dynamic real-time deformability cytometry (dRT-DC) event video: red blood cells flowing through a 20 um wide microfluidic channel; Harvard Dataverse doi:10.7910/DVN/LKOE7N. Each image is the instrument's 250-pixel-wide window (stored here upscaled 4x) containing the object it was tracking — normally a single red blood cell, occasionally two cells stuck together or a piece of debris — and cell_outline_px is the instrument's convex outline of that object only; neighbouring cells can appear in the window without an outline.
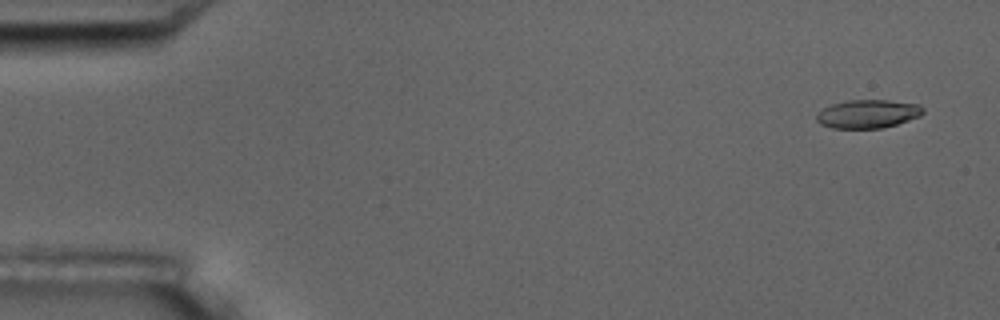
{"species": "common noctule bat (a hibernating species)", "species_latin": "Nyctalus noctula", "temperature_condition": "room temperature", "stored_images_in_passage": 5, "camera_frame_rate_fps": 3000, "um_per_image_px": 0.085, "animal": {"sex": "male", "body_mass_g": 17.5, "forearm_length_mm": 52.3}, "frame": {"image": 1, "passage_image": 1, "time_ms": 0.0, "image_size_px": [1000, 320], "cell_outline_px": [[924, 112], [920, 116], [896, 124], [880, 128], [832, 128], [820, 124], [816, 120], [816, 116], [824, 108], [832, 104], [848, 100], [888, 100], [920, 104], [924, 108]], "centroid_in_image_um": [73.78, 9.67], "position_along_channel_um": 11.2, "area_um2": 17.57}}
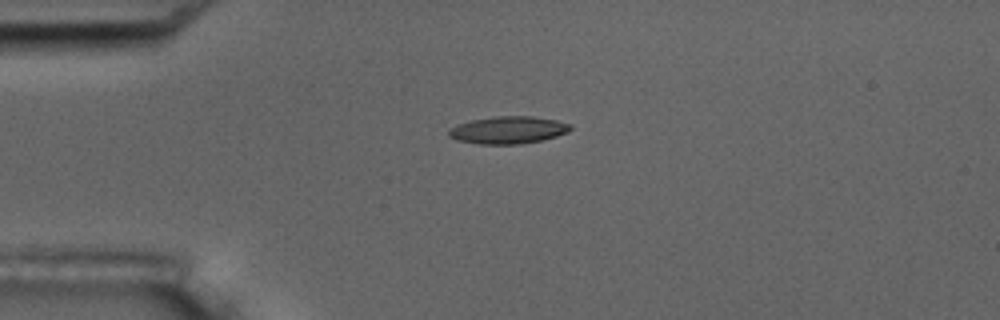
{"frame": {"image": 2, "passage_image": 4, "time_ms": 3.667, "image_size_px": [1000, 320], "cell_outline_px": [[572, 128], [568, 132], [556, 136], [540, 140], [520, 144], [480, 144], [456, 140], [448, 136], [448, 132], [452, 128], [460, 124], [472, 120], [492, 116], [532, 116], [556, 120], [572, 124]], "centroid_in_image_um": [43.22, 11.05], "position_along_channel_um": 41.8, "area_um2": 19.31}}